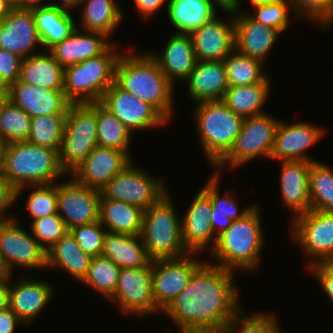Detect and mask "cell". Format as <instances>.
I'll use <instances>...</instances> for the list:
<instances>
[{
  "label": "cell",
  "mask_w": 333,
  "mask_h": 333,
  "mask_svg": "<svg viewBox=\"0 0 333 333\" xmlns=\"http://www.w3.org/2000/svg\"><path fill=\"white\" fill-rule=\"evenodd\" d=\"M231 270L204 262L186 288L162 312L197 333H221L241 309Z\"/></svg>",
  "instance_id": "1"
},
{
  "label": "cell",
  "mask_w": 333,
  "mask_h": 333,
  "mask_svg": "<svg viewBox=\"0 0 333 333\" xmlns=\"http://www.w3.org/2000/svg\"><path fill=\"white\" fill-rule=\"evenodd\" d=\"M115 83L153 106L167 121L173 114V87L151 54L121 53L115 67Z\"/></svg>",
  "instance_id": "2"
},
{
  "label": "cell",
  "mask_w": 333,
  "mask_h": 333,
  "mask_svg": "<svg viewBox=\"0 0 333 333\" xmlns=\"http://www.w3.org/2000/svg\"><path fill=\"white\" fill-rule=\"evenodd\" d=\"M1 173L15 189L17 200L28 184L56 183L66 172L60 166L56 150L20 141L6 144Z\"/></svg>",
  "instance_id": "3"
},
{
  "label": "cell",
  "mask_w": 333,
  "mask_h": 333,
  "mask_svg": "<svg viewBox=\"0 0 333 333\" xmlns=\"http://www.w3.org/2000/svg\"><path fill=\"white\" fill-rule=\"evenodd\" d=\"M257 207L255 205L243 218L232 221L231 226L218 236L211 250L217 266L231 271L258 268L265 239Z\"/></svg>",
  "instance_id": "4"
},
{
  "label": "cell",
  "mask_w": 333,
  "mask_h": 333,
  "mask_svg": "<svg viewBox=\"0 0 333 333\" xmlns=\"http://www.w3.org/2000/svg\"><path fill=\"white\" fill-rule=\"evenodd\" d=\"M168 194L143 212L140 236L152 260L180 258L190 253L184 246L181 221Z\"/></svg>",
  "instance_id": "5"
},
{
  "label": "cell",
  "mask_w": 333,
  "mask_h": 333,
  "mask_svg": "<svg viewBox=\"0 0 333 333\" xmlns=\"http://www.w3.org/2000/svg\"><path fill=\"white\" fill-rule=\"evenodd\" d=\"M112 44L103 54L64 68L63 91L71 104L100 102L115 82V67L121 54Z\"/></svg>",
  "instance_id": "6"
},
{
  "label": "cell",
  "mask_w": 333,
  "mask_h": 333,
  "mask_svg": "<svg viewBox=\"0 0 333 333\" xmlns=\"http://www.w3.org/2000/svg\"><path fill=\"white\" fill-rule=\"evenodd\" d=\"M195 119L200 144L212 166L232 148L244 118L233 113L222 100L197 102Z\"/></svg>",
  "instance_id": "7"
},
{
  "label": "cell",
  "mask_w": 333,
  "mask_h": 333,
  "mask_svg": "<svg viewBox=\"0 0 333 333\" xmlns=\"http://www.w3.org/2000/svg\"><path fill=\"white\" fill-rule=\"evenodd\" d=\"M97 145L96 102L68 107L59 151L61 168L71 173Z\"/></svg>",
  "instance_id": "8"
},
{
  "label": "cell",
  "mask_w": 333,
  "mask_h": 333,
  "mask_svg": "<svg viewBox=\"0 0 333 333\" xmlns=\"http://www.w3.org/2000/svg\"><path fill=\"white\" fill-rule=\"evenodd\" d=\"M279 122L267 113L244 118L232 148L215 167H237L261 155L270 158Z\"/></svg>",
  "instance_id": "9"
},
{
  "label": "cell",
  "mask_w": 333,
  "mask_h": 333,
  "mask_svg": "<svg viewBox=\"0 0 333 333\" xmlns=\"http://www.w3.org/2000/svg\"><path fill=\"white\" fill-rule=\"evenodd\" d=\"M291 237L304 255L314 257L309 269L319 262L333 261V212L309 210L293 218Z\"/></svg>",
  "instance_id": "10"
},
{
  "label": "cell",
  "mask_w": 333,
  "mask_h": 333,
  "mask_svg": "<svg viewBox=\"0 0 333 333\" xmlns=\"http://www.w3.org/2000/svg\"><path fill=\"white\" fill-rule=\"evenodd\" d=\"M132 162L115 175L100 191L101 198L126 202L146 210L167 192L162 181Z\"/></svg>",
  "instance_id": "11"
},
{
  "label": "cell",
  "mask_w": 333,
  "mask_h": 333,
  "mask_svg": "<svg viewBox=\"0 0 333 333\" xmlns=\"http://www.w3.org/2000/svg\"><path fill=\"white\" fill-rule=\"evenodd\" d=\"M193 254L152 260V297L159 312H163L186 288L192 274L204 263L194 259Z\"/></svg>",
  "instance_id": "12"
},
{
  "label": "cell",
  "mask_w": 333,
  "mask_h": 333,
  "mask_svg": "<svg viewBox=\"0 0 333 333\" xmlns=\"http://www.w3.org/2000/svg\"><path fill=\"white\" fill-rule=\"evenodd\" d=\"M17 223L16 217L0 221V260L5 272L11 274L15 264L29 270L46 267V251Z\"/></svg>",
  "instance_id": "13"
},
{
  "label": "cell",
  "mask_w": 333,
  "mask_h": 333,
  "mask_svg": "<svg viewBox=\"0 0 333 333\" xmlns=\"http://www.w3.org/2000/svg\"><path fill=\"white\" fill-rule=\"evenodd\" d=\"M101 192L71 180L57 183V213L68 230L99 221Z\"/></svg>",
  "instance_id": "14"
},
{
  "label": "cell",
  "mask_w": 333,
  "mask_h": 333,
  "mask_svg": "<svg viewBox=\"0 0 333 333\" xmlns=\"http://www.w3.org/2000/svg\"><path fill=\"white\" fill-rule=\"evenodd\" d=\"M110 300L126 314L143 316L158 312L152 297V266L120 268L117 288Z\"/></svg>",
  "instance_id": "15"
},
{
  "label": "cell",
  "mask_w": 333,
  "mask_h": 333,
  "mask_svg": "<svg viewBox=\"0 0 333 333\" xmlns=\"http://www.w3.org/2000/svg\"><path fill=\"white\" fill-rule=\"evenodd\" d=\"M100 103L132 131L159 127L168 121L149 103L139 100L115 82L103 94Z\"/></svg>",
  "instance_id": "16"
},
{
  "label": "cell",
  "mask_w": 333,
  "mask_h": 333,
  "mask_svg": "<svg viewBox=\"0 0 333 333\" xmlns=\"http://www.w3.org/2000/svg\"><path fill=\"white\" fill-rule=\"evenodd\" d=\"M132 162L125 151L96 145L85 160L71 173L73 179L90 188L104 186Z\"/></svg>",
  "instance_id": "17"
},
{
  "label": "cell",
  "mask_w": 333,
  "mask_h": 333,
  "mask_svg": "<svg viewBox=\"0 0 333 333\" xmlns=\"http://www.w3.org/2000/svg\"><path fill=\"white\" fill-rule=\"evenodd\" d=\"M240 3V0H236L234 8L222 10L235 16V50L264 63L280 32L256 22L248 13L240 14Z\"/></svg>",
  "instance_id": "18"
},
{
  "label": "cell",
  "mask_w": 333,
  "mask_h": 333,
  "mask_svg": "<svg viewBox=\"0 0 333 333\" xmlns=\"http://www.w3.org/2000/svg\"><path fill=\"white\" fill-rule=\"evenodd\" d=\"M323 133L322 128L308 122H297L287 126L281 121L276 129L270 158L281 161L315 162L305 154V151L316 144Z\"/></svg>",
  "instance_id": "19"
},
{
  "label": "cell",
  "mask_w": 333,
  "mask_h": 333,
  "mask_svg": "<svg viewBox=\"0 0 333 333\" xmlns=\"http://www.w3.org/2000/svg\"><path fill=\"white\" fill-rule=\"evenodd\" d=\"M38 44L42 41L31 9H11L0 21V49L27 58Z\"/></svg>",
  "instance_id": "20"
},
{
  "label": "cell",
  "mask_w": 333,
  "mask_h": 333,
  "mask_svg": "<svg viewBox=\"0 0 333 333\" xmlns=\"http://www.w3.org/2000/svg\"><path fill=\"white\" fill-rule=\"evenodd\" d=\"M190 35L197 61H223L235 49L234 18L224 22L215 16Z\"/></svg>",
  "instance_id": "21"
},
{
  "label": "cell",
  "mask_w": 333,
  "mask_h": 333,
  "mask_svg": "<svg viewBox=\"0 0 333 333\" xmlns=\"http://www.w3.org/2000/svg\"><path fill=\"white\" fill-rule=\"evenodd\" d=\"M10 101L31 118L44 115H67L71 103L63 90L30 85L19 79L9 86Z\"/></svg>",
  "instance_id": "22"
},
{
  "label": "cell",
  "mask_w": 333,
  "mask_h": 333,
  "mask_svg": "<svg viewBox=\"0 0 333 333\" xmlns=\"http://www.w3.org/2000/svg\"><path fill=\"white\" fill-rule=\"evenodd\" d=\"M212 208L213 205L210 197L200 189L184 217H182V240L185 248L190 253L201 252L207 248L211 241H213V245L210 250L216 244L218 237L214 235L210 219Z\"/></svg>",
  "instance_id": "23"
},
{
  "label": "cell",
  "mask_w": 333,
  "mask_h": 333,
  "mask_svg": "<svg viewBox=\"0 0 333 333\" xmlns=\"http://www.w3.org/2000/svg\"><path fill=\"white\" fill-rule=\"evenodd\" d=\"M79 31L76 28L68 37L49 49L63 68L97 57L112 45V42L105 40L108 37L102 33Z\"/></svg>",
  "instance_id": "24"
},
{
  "label": "cell",
  "mask_w": 333,
  "mask_h": 333,
  "mask_svg": "<svg viewBox=\"0 0 333 333\" xmlns=\"http://www.w3.org/2000/svg\"><path fill=\"white\" fill-rule=\"evenodd\" d=\"M281 196L294 217L311 210L309 196V161H281Z\"/></svg>",
  "instance_id": "25"
},
{
  "label": "cell",
  "mask_w": 333,
  "mask_h": 333,
  "mask_svg": "<svg viewBox=\"0 0 333 333\" xmlns=\"http://www.w3.org/2000/svg\"><path fill=\"white\" fill-rule=\"evenodd\" d=\"M150 54L172 85L177 78L186 81L197 62L190 34L174 33L161 55Z\"/></svg>",
  "instance_id": "26"
},
{
  "label": "cell",
  "mask_w": 333,
  "mask_h": 333,
  "mask_svg": "<svg viewBox=\"0 0 333 333\" xmlns=\"http://www.w3.org/2000/svg\"><path fill=\"white\" fill-rule=\"evenodd\" d=\"M186 81L195 102L222 100L229 88L223 61H197Z\"/></svg>",
  "instance_id": "27"
},
{
  "label": "cell",
  "mask_w": 333,
  "mask_h": 333,
  "mask_svg": "<svg viewBox=\"0 0 333 333\" xmlns=\"http://www.w3.org/2000/svg\"><path fill=\"white\" fill-rule=\"evenodd\" d=\"M50 285L44 281L24 278L13 287L10 285L9 307L24 324H31L50 302L54 291Z\"/></svg>",
  "instance_id": "28"
},
{
  "label": "cell",
  "mask_w": 333,
  "mask_h": 333,
  "mask_svg": "<svg viewBox=\"0 0 333 333\" xmlns=\"http://www.w3.org/2000/svg\"><path fill=\"white\" fill-rule=\"evenodd\" d=\"M101 256L109 258L120 268L152 266L140 235L106 233Z\"/></svg>",
  "instance_id": "29"
},
{
  "label": "cell",
  "mask_w": 333,
  "mask_h": 333,
  "mask_svg": "<svg viewBox=\"0 0 333 333\" xmlns=\"http://www.w3.org/2000/svg\"><path fill=\"white\" fill-rule=\"evenodd\" d=\"M213 0H168L167 16L178 31L175 33L191 34L216 16Z\"/></svg>",
  "instance_id": "30"
},
{
  "label": "cell",
  "mask_w": 333,
  "mask_h": 333,
  "mask_svg": "<svg viewBox=\"0 0 333 333\" xmlns=\"http://www.w3.org/2000/svg\"><path fill=\"white\" fill-rule=\"evenodd\" d=\"M41 37L42 46L49 50L68 37L75 29V21L70 11L51 4L31 9Z\"/></svg>",
  "instance_id": "31"
},
{
  "label": "cell",
  "mask_w": 333,
  "mask_h": 333,
  "mask_svg": "<svg viewBox=\"0 0 333 333\" xmlns=\"http://www.w3.org/2000/svg\"><path fill=\"white\" fill-rule=\"evenodd\" d=\"M19 80L41 88L63 90L64 68L49 52L23 58Z\"/></svg>",
  "instance_id": "32"
},
{
  "label": "cell",
  "mask_w": 333,
  "mask_h": 333,
  "mask_svg": "<svg viewBox=\"0 0 333 333\" xmlns=\"http://www.w3.org/2000/svg\"><path fill=\"white\" fill-rule=\"evenodd\" d=\"M92 257L86 254L68 231L46 252V267L58 266L82 282L88 273Z\"/></svg>",
  "instance_id": "33"
},
{
  "label": "cell",
  "mask_w": 333,
  "mask_h": 333,
  "mask_svg": "<svg viewBox=\"0 0 333 333\" xmlns=\"http://www.w3.org/2000/svg\"><path fill=\"white\" fill-rule=\"evenodd\" d=\"M143 212L133 204L100 198L99 221L108 232L140 235Z\"/></svg>",
  "instance_id": "34"
},
{
  "label": "cell",
  "mask_w": 333,
  "mask_h": 333,
  "mask_svg": "<svg viewBox=\"0 0 333 333\" xmlns=\"http://www.w3.org/2000/svg\"><path fill=\"white\" fill-rule=\"evenodd\" d=\"M269 90L270 81L267 77L260 83L229 87L222 101L236 115L249 118L264 113L261 109L269 96Z\"/></svg>",
  "instance_id": "35"
},
{
  "label": "cell",
  "mask_w": 333,
  "mask_h": 333,
  "mask_svg": "<svg viewBox=\"0 0 333 333\" xmlns=\"http://www.w3.org/2000/svg\"><path fill=\"white\" fill-rule=\"evenodd\" d=\"M80 7H83V31L99 32L109 37L123 19L121 9L114 0H83Z\"/></svg>",
  "instance_id": "36"
},
{
  "label": "cell",
  "mask_w": 333,
  "mask_h": 333,
  "mask_svg": "<svg viewBox=\"0 0 333 333\" xmlns=\"http://www.w3.org/2000/svg\"><path fill=\"white\" fill-rule=\"evenodd\" d=\"M218 179L219 175L216 173L202 188L212 201L213 208L210 219L213 232L214 234L217 233V237L231 226L232 221L243 218L255 206L246 207L239 213V205L234 196L232 198V196H229L226 192L225 197H220L218 190V182L220 181H218Z\"/></svg>",
  "instance_id": "37"
},
{
  "label": "cell",
  "mask_w": 333,
  "mask_h": 333,
  "mask_svg": "<svg viewBox=\"0 0 333 333\" xmlns=\"http://www.w3.org/2000/svg\"><path fill=\"white\" fill-rule=\"evenodd\" d=\"M97 145L116 148L129 154L132 134L116 116L96 102Z\"/></svg>",
  "instance_id": "38"
},
{
  "label": "cell",
  "mask_w": 333,
  "mask_h": 333,
  "mask_svg": "<svg viewBox=\"0 0 333 333\" xmlns=\"http://www.w3.org/2000/svg\"><path fill=\"white\" fill-rule=\"evenodd\" d=\"M229 87L263 82V62L238 53L235 49L223 60Z\"/></svg>",
  "instance_id": "39"
},
{
  "label": "cell",
  "mask_w": 333,
  "mask_h": 333,
  "mask_svg": "<svg viewBox=\"0 0 333 333\" xmlns=\"http://www.w3.org/2000/svg\"><path fill=\"white\" fill-rule=\"evenodd\" d=\"M309 184L311 209L333 212V169L320 161L312 162Z\"/></svg>",
  "instance_id": "40"
},
{
  "label": "cell",
  "mask_w": 333,
  "mask_h": 333,
  "mask_svg": "<svg viewBox=\"0 0 333 333\" xmlns=\"http://www.w3.org/2000/svg\"><path fill=\"white\" fill-rule=\"evenodd\" d=\"M66 115H44L31 118L28 142L49 147L58 153L64 134Z\"/></svg>",
  "instance_id": "41"
},
{
  "label": "cell",
  "mask_w": 333,
  "mask_h": 333,
  "mask_svg": "<svg viewBox=\"0 0 333 333\" xmlns=\"http://www.w3.org/2000/svg\"><path fill=\"white\" fill-rule=\"evenodd\" d=\"M120 267L103 256L92 257L88 273L81 283L111 299L116 291Z\"/></svg>",
  "instance_id": "42"
},
{
  "label": "cell",
  "mask_w": 333,
  "mask_h": 333,
  "mask_svg": "<svg viewBox=\"0 0 333 333\" xmlns=\"http://www.w3.org/2000/svg\"><path fill=\"white\" fill-rule=\"evenodd\" d=\"M31 132V117L11 101L0 116V139L6 144L27 141Z\"/></svg>",
  "instance_id": "43"
},
{
  "label": "cell",
  "mask_w": 333,
  "mask_h": 333,
  "mask_svg": "<svg viewBox=\"0 0 333 333\" xmlns=\"http://www.w3.org/2000/svg\"><path fill=\"white\" fill-rule=\"evenodd\" d=\"M243 316V317H241ZM240 323V325H239ZM276 318L272 314L255 313L246 316L242 308L235 314L221 333H282Z\"/></svg>",
  "instance_id": "44"
},
{
  "label": "cell",
  "mask_w": 333,
  "mask_h": 333,
  "mask_svg": "<svg viewBox=\"0 0 333 333\" xmlns=\"http://www.w3.org/2000/svg\"><path fill=\"white\" fill-rule=\"evenodd\" d=\"M29 227L33 237L46 252L69 231L58 213L37 218Z\"/></svg>",
  "instance_id": "45"
},
{
  "label": "cell",
  "mask_w": 333,
  "mask_h": 333,
  "mask_svg": "<svg viewBox=\"0 0 333 333\" xmlns=\"http://www.w3.org/2000/svg\"><path fill=\"white\" fill-rule=\"evenodd\" d=\"M255 13L248 14L256 22L278 30L285 31L290 25L289 11H292L288 0H277L254 7Z\"/></svg>",
  "instance_id": "46"
},
{
  "label": "cell",
  "mask_w": 333,
  "mask_h": 333,
  "mask_svg": "<svg viewBox=\"0 0 333 333\" xmlns=\"http://www.w3.org/2000/svg\"><path fill=\"white\" fill-rule=\"evenodd\" d=\"M34 191L29 194L26 208L32 221L57 213V184L33 185Z\"/></svg>",
  "instance_id": "47"
},
{
  "label": "cell",
  "mask_w": 333,
  "mask_h": 333,
  "mask_svg": "<svg viewBox=\"0 0 333 333\" xmlns=\"http://www.w3.org/2000/svg\"><path fill=\"white\" fill-rule=\"evenodd\" d=\"M295 14L318 22L322 26L333 24V0H288Z\"/></svg>",
  "instance_id": "48"
},
{
  "label": "cell",
  "mask_w": 333,
  "mask_h": 333,
  "mask_svg": "<svg viewBox=\"0 0 333 333\" xmlns=\"http://www.w3.org/2000/svg\"><path fill=\"white\" fill-rule=\"evenodd\" d=\"M100 221L77 226L69 230L75 237L80 248L91 257L100 256L107 230Z\"/></svg>",
  "instance_id": "49"
},
{
  "label": "cell",
  "mask_w": 333,
  "mask_h": 333,
  "mask_svg": "<svg viewBox=\"0 0 333 333\" xmlns=\"http://www.w3.org/2000/svg\"><path fill=\"white\" fill-rule=\"evenodd\" d=\"M22 59L15 53L0 49V77L8 86L19 79Z\"/></svg>",
  "instance_id": "50"
},
{
  "label": "cell",
  "mask_w": 333,
  "mask_h": 333,
  "mask_svg": "<svg viewBox=\"0 0 333 333\" xmlns=\"http://www.w3.org/2000/svg\"><path fill=\"white\" fill-rule=\"evenodd\" d=\"M308 271L315 274L325 294L333 302V261L319 262L309 267Z\"/></svg>",
  "instance_id": "51"
},
{
  "label": "cell",
  "mask_w": 333,
  "mask_h": 333,
  "mask_svg": "<svg viewBox=\"0 0 333 333\" xmlns=\"http://www.w3.org/2000/svg\"><path fill=\"white\" fill-rule=\"evenodd\" d=\"M15 204V189L10 183L3 177L0 172V221L12 219L13 217H7L4 213L9 207L11 208ZM5 215V217H4Z\"/></svg>",
  "instance_id": "52"
},
{
  "label": "cell",
  "mask_w": 333,
  "mask_h": 333,
  "mask_svg": "<svg viewBox=\"0 0 333 333\" xmlns=\"http://www.w3.org/2000/svg\"><path fill=\"white\" fill-rule=\"evenodd\" d=\"M168 0H134L135 8L138 14H141L144 19L157 13Z\"/></svg>",
  "instance_id": "53"
},
{
  "label": "cell",
  "mask_w": 333,
  "mask_h": 333,
  "mask_svg": "<svg viewBox=\"0 0 333 333\" xmlns=\"http://www.w3.org/2000/svg\"><path fill=\"white\" fill-rule=\"evenodd\" d=\"M20 322L23 324L10 307L0 310V333H14Z\"/></svg>",
  "instance_id": "54"
},
{
  "label": "cell",
  "mask_w": 333,
  "mask_h": 333,
  "mask_svg": "<svg viewBox=\"0 0 333 333\" xmlns=\"http://www.w3.org/2000/svg\"><path fill=\"white\" fill-rule=\"evenodd\" d=\"M11 274H4L0 276V310L9 307L10 302V284L9 279Z\"/></svg>",
  "instance_id": "55"
},
{
  "label": "cell",
  "mask_w": 333,
  "mask_h": 333,
  "mask_svg": "<svg viewBox=\"0 0 333 333\" xmlns=\"http://www.w3.org/2000/svg\"><path fill=\"white\" fill-rule=\"evenodd\" d=\"M60 1L62 2V4H59L58 6L70 11L72 8L74 7L77 8L78 6H80L83 0H60Z\"/></svg>",
  "instance_id": "56"
},
{
  "label": "cell",
  "mask_w": 333,
  "mask_h": 333,
  "mask_svg": "<svg viewBox=\"0 0 333 333\" xmlns=\"http://www.w3.org/2000/svg\"><path fill=\"white\" fill-rule=\"evenodd\" d=\"M215 3L218 4L220 9L222 10H229L234 8L236 0H213Z\"/></svg>",
  "instance_id": "57"
},
{
  "label": "cell",
  "mask_w": 333,
  "mask_h": 333,
  "mask_svg": "<svg viewBox=\"0 0 333 333\" xmlns=\"http://www.w3.org/2000/svg\"><path fill=\"white\" fill-rule=\"evenodd\" d=\"M42 0H23V9H33L42 6H48L50 4H40Z\"/></svg>",
  "instance_id": "58"
},
{
  "label": "cell",
  "mask_w": 333,
  "mask_h": 333,
  "mask_svg": "<svg viewBox=\"0 0 333 333\" xmlns=\"http://www.w3.org/2000/svg\"><path fill=\"white\" fill-rule=\"evenodd\" d=\"M11 8L4 0H0V21H2L10 13Z\"/></svg>",
  "instance_id": "59"
},
{
  "label": "cell",
  "mask_w": 333,
  "mask_h": 333,
  "mask_svg": "<svg viewBox=\"0 0 333 333\" xmlns=\"http://www.w3.org/2000/svg\"><path fill=\"white\" fill-rule=\"evenodd\" d=\"M10 101L9 93L0 94V116L3 114L5 106Z\"/></svg>",
  "instance_id": "60"
},
{
  "label": "cell",
  "mask_w": 333,
  "mask_h": 333,
  "mask_svg": "<svg viewBox=\"0 0 333 333\" xmlns=\"http://www.w3.org/2000/svg\"><path fill=\"white\" fill-rule=\"evenodd\" d=\"M11 9H23V0H4Z\"/></svg>",
  "instance_id": "61"
},
{
  "label": "cell",
  "mask_w": 333,
  "mask_h": 333,
  "mask_svg": "<svg viewBox=\"0 0 333 333\" xmlns=\"http://www.w3.org/2000/svg\"><path fill=\"white\" fill-rule=\"evenodd\" d=\"M6 143L0 139V172L3 167V159H4V150H5Z\"/></svg>",
  "instance_id": "62"
},
{
  "label": "cell",
  "mask_w": 333,
  "mask_h": 333,
  "mask_svg": "<svg viewBox=\"0 0 333 333\" xmlns=\"http://www.w3.org/2000/svg\"><path fill=\"white\" fill-rule=\"evenodd\" d=\"M274 1H277V0H250L252 6H254V7L259 6V5H264L266 3H270V2H274Z\"/></svg>",
  "instance_id": "63"
},
{
  "label": "cell",
  "mask_w": 333,
  "mask_h": 333,
  "mask_svg": "<svg viewBox=\"0 0 333 333\" xmlns=\"http://www.w3.org/2000/svg\"><path fill=\"white\" fill-rule=\"evenodd\" d=\"M9 86L0 77V94L9 93Z\"/></svg>",
  "instance_id": "64"
},
{
  "label": "cell",
  "mask_w": 333,
  "mask_h": 333,
  "mask_svg": "<svg viewBox=\"0 0 333 333\" xmlns=\"http://www.w3.org/2000/svg\"><path fill=\"white\" fill-rule=\"evenodd\" d=\"M180 333H197L194 330H190V329H179Z\"/></svg>",
  "instance_id": "65"
},
{
  "label": "cell",
  "mask_w": 333,
  "mask_h": 333,
  "mask_svg": "<svg viewBox=\"0 0 333 333\" xmlns=\"http://www.w3.org/2000/svg\"><path fill=\"white\" fill-rule=\"evenodd\" d=\"M4 274H6V272H5V269H4V266H3L2 262L0 260V276H2Z\"/></svg>",
  "instance_id": "66"
}]
</instances>
